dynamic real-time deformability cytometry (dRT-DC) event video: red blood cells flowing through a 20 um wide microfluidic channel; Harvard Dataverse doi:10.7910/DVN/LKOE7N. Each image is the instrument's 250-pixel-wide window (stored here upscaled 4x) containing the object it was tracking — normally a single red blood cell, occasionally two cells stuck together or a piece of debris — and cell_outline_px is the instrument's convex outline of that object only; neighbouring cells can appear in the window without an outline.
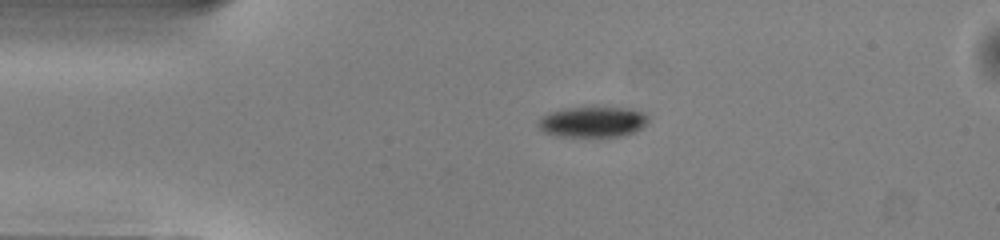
{"species": "common noctule bat (a hibernating species)", "species_latin": "Nyctalus noctula", "temperature_condition": "warm", "stored_images_in_passage": 41, "camera_frame_rate_fps": 3000, "um_per_image_px": 0.085, "animal": {"sex": "male", "body_mass_g": 13.0, "forearm_length_mm": 53.1}, "frame": {"image": 1, "passage_image": 1, "time_ms": 0.0, "image_size_px": [1000, 240], "cell_outline_px": [[648, 124], [644, 128], [636, 132], [624, 136], [552, 136], [544, 132], [536, 124], [540, 116], [548, 112], [564, 108], [632, 108], [644, 112], [648, 116]], "centroid_in_image_um": [50.39, 10.37], "position_along_channel_um": 34.6, "area_um2": 20.0}}
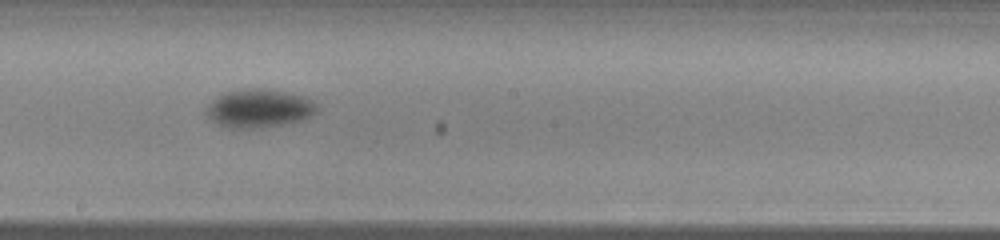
{"frame": {"image": 2, "passage_image": 18, "time_ms": 5.667, "image_size_px": [1000, 240], "cell_outline_px": [[320, 112], [312, 116], [300, 120], [260, 128], [228, 128], [216, 124], [204, 112], [204, 108], [212, 100], [224, 92], [252, 88], [264, 88], [304, 96], [312, 100], [320, 108]], "centroid_in_image_um": [22.02, 9.21], "position_along_channel_um": 226.2, "area_um2": 24.97}}
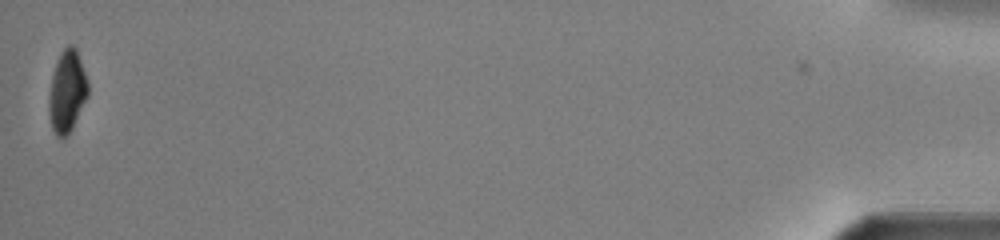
{"frame": {"image": 3, "passage_image": 41, "time_ms": 13.333, "image_size_px": [1000, 240], "cell_outline_px": [[88, 96], [68, 136], [56, 136], [52, 128], [48, 108], [48, 96], [52, 76], [56, 60], [60, 52], [68, 44], [72, 44], [76, 48], [88, 80]], "centroid_in_image_um": [5.7, 7.74], "position_along_channel_um": 429.5, "area_um2": 18.79}, "authors_computed_cell_mechanics": {"area_um2": 23.2356, "velocity_mm_per_s": 4.0116, "shape_relaxation_time_tau1_ms": 2.0333, "shape_relaxation_time_tau2_ms": null, "deformation_change_tau1": 0.1123, "deformation_change_tau2": null}}